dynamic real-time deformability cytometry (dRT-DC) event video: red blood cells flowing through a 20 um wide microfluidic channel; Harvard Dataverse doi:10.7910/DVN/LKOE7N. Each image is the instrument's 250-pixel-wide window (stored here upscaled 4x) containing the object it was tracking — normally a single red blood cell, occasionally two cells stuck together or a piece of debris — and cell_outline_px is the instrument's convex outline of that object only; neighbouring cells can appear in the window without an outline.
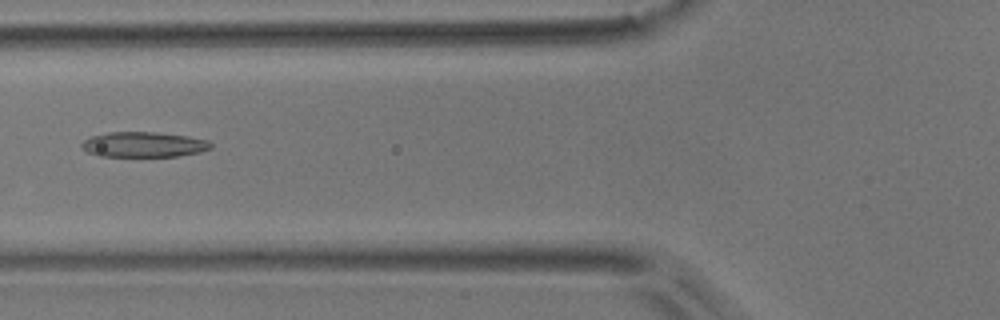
{"species": "common noctule bat (a hibernating species)", "species_latin": "Nyctalus noctula", "temperature_condition": "room temperature", "stored_images_in_passage": 2, "camera_frame_rate_fps": 3000, "um_per_image_px": 0.085, "animal": {"sex": "male", "body_mass_g": 17.9}, "frame": {"image": 1, "passage_image": 2, "time_ms": 0.333, "image_size_px": [1000, 320], "cell_outline_px": [[212, 148], [200, 152], [176, 156], [100, 156], [88, 152], [80, 148], [80, 144], [84, 140], [92, 136], [108, 132], [152, 132], [188, 136], [208, 140], [212, 144]], "centroid_in_image_um": [12.2, 12.28], "position_along_channel_um": 113.6, "area_um2": 18.96}}